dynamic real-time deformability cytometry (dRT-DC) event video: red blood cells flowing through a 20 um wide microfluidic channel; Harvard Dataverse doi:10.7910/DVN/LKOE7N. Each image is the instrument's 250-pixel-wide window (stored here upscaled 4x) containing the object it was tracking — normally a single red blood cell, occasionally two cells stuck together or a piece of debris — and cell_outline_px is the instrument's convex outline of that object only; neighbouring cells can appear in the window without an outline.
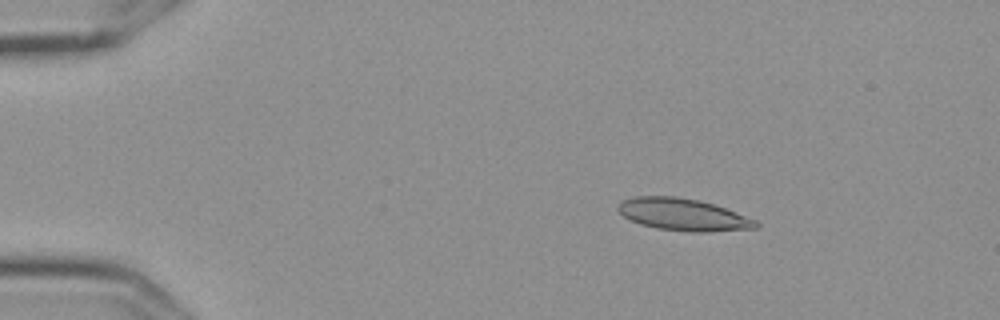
{"species": "Egyptian fruit bat (a non-hibernating species)", "species_latin": "Rousettus aegyptiacus", "temperature_condition": "cold", "stored_images_in_passage": 19, "camera_frame_rate_fps": 3000, "um_per_image_px": 0.085, "frame": {"image": 1, "passage_image": 9, "time_ms": 2.667, "image_size_px": [1000, 320], "cell_outline_px": [[760, 224], [756, 228], [708, 232], [692, 232], [656, 228], [640, 224], [628, 220], [616, 208], [624, 200], [636, 196], [676, 196], [700, 200], [724, 208], [756, 220]], "centroid_in_image_um": [58.05, 18.24], "position_along_channel_um": 27.0, "area_um2": 25.66}}
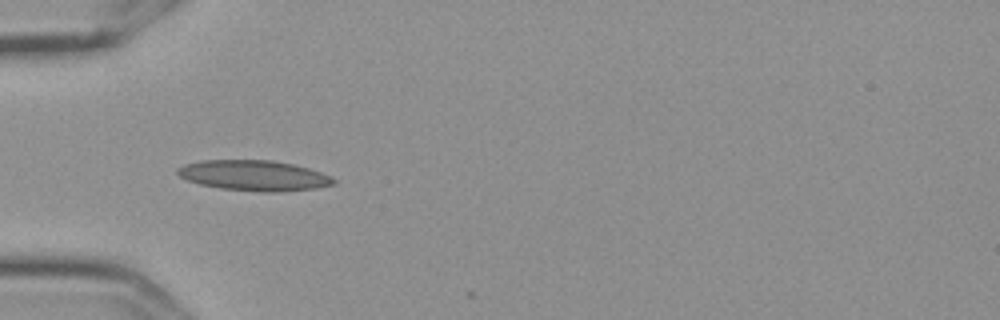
{"frame": {"image": 2, "passage_image": 18, "time_ms": 5.667, "image_size_px": [1000, 320], "cell_outline_px": [[336, 184], [316, 188], [276, 192], [260, 192], [220, 188], [200, 184], [188, 180], [180, 176], [176, 172], [176, 168], [184, 164], [200, 160], [272, 160], [292, 164], [308, 168], [320, 172], [336, 180]], "centroid_in_image_um": [21.56, 14.91], "position_along_channel_um": 63.4, "area_um2": 27.63}}